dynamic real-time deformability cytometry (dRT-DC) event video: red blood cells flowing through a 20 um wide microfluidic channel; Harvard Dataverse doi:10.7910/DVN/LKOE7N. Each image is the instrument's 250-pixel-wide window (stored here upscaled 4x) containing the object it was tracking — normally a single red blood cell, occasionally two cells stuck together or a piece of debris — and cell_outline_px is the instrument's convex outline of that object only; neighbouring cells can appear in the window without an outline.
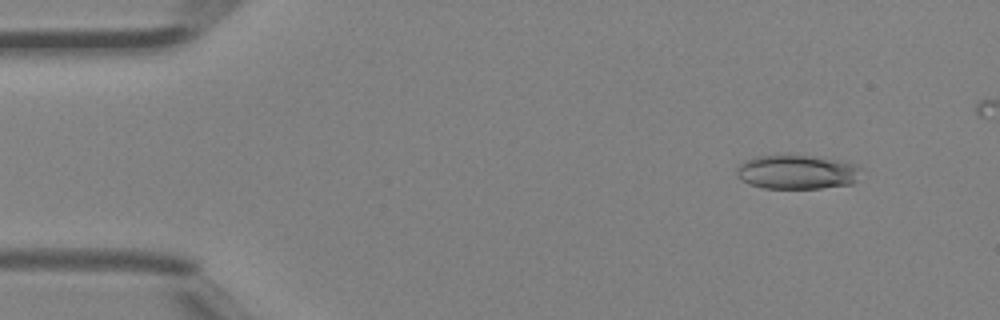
{"species": "Egyptian fruit bat (a non-hibernating species)", "species_latin": "Rousettus aegyptiacus", "temperature_condition": "room temperature", "stored_images_in_passage": 41, "camera_frame_rate_fps": 3000, "um_per_image_px": 0.085, "animal": {"sex": "female"}, "frame": {"image": 1, "passage_image": 4, "time_ms": 1.0, "image_size_px": [1000, 320], "cell_outline_px": [[864, 168], [856, 180], [852, 184], [820, 188], [764, 188], [748, 184], [740, 180], [736, 176], [736, 168], [740, 164], [756, 156], [812, 156], [836, 160], [852, 164]], "centroid_in_image_um": [67.73, 14.64], "position_along_channel_um": 17.3, "area_um2": 24.62}}
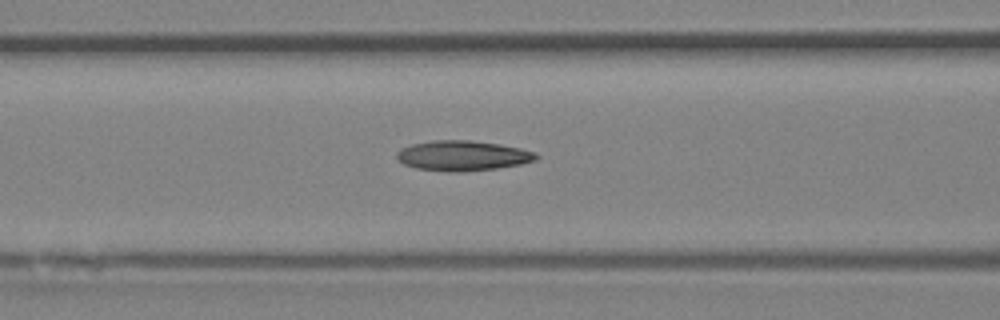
{"frame": {"image": 2, "passage_image": 18, "time_ms": 5.667, "image_size_px": [1000, 320], "cell_outline_px": [[540, 156], [536, 160], [520, 164], [496, 168], [464, 172], [448, 172], [416, 168], [404, 164], [396, 156], [396, 152], [400, 148], [412, 144], [436, 140], [468, 140], [500, 144], [520, 148], [536, 152]], "centroid_in_image_um": [39.33, 13.23], "position_along_channel_um": 127.3, "area_um2": 24.51}}
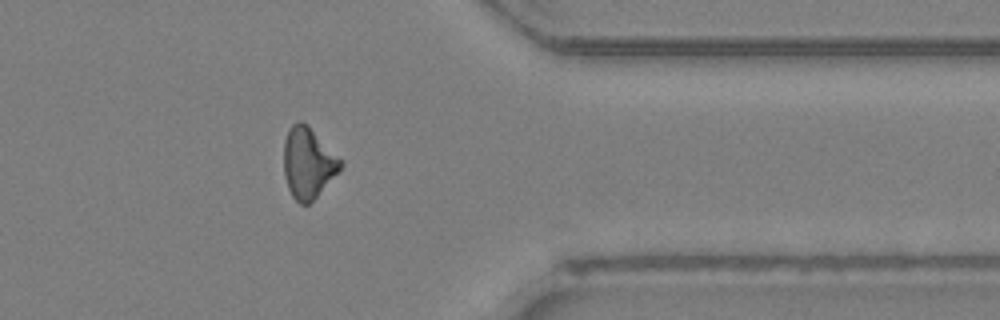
{"frame": {"image": 3, "passage_image": 36, "time_ms": 11.667, "image_size_px": [1000, 320], "cell_outline_px": [[344, 164], [316, 196], [308, 204], [300, 204], [292, 196], [288, 188], [284, 176], [284, 140], [288, 128], [292, 124], [300, 120], [308, 124], [344, 160]], "centroid_in_image_um": [26.19, 13.79], "position_along_channel_um": 385.2, "area_um2": 23.58}, "authors_computed_cell_mechanics": {"area_um2": 23.4668, "velocity_mm_per_s": 4.5405, "shape_relaxation_time_tau1_ms": 6.4933, "shape_relaxation_time_tau2_ms": null, "deformation_change_tau1": 0.1696, "deformation_change_tau2": null}}